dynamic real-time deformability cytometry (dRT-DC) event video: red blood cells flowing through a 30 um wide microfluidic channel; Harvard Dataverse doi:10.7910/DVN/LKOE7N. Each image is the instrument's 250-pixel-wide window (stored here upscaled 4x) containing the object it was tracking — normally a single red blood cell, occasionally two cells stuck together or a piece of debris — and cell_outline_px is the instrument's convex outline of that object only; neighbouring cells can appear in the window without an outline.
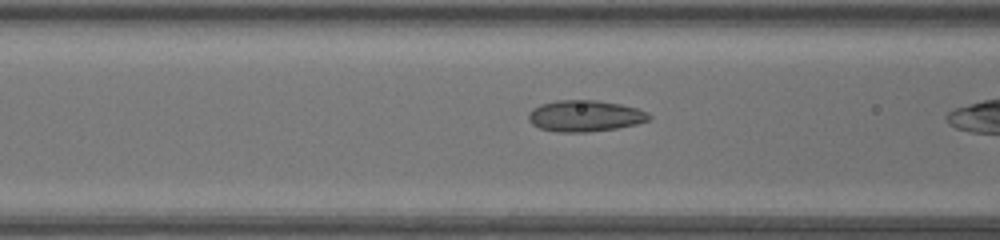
{"species": "common noctule bat (a hibernating species)", "species_latin": "Nyctalus noctula", "temperature_condition": "warm", "stored_images_in_passage": 27, "camera_frame_rate_fps": 3000, "um_per_image_px": 0.085, "animal": {"sex": "female", "body_mass_g": 17.0, "forearm_length_mm": 48.0}, "frame": {"image": 1, "passage_image": 14, "time_ms": 4.333, "image_size_px": [1000, 240], "cell_outline_px": [[652, 116], [648, 120], [636, 124], [616, 128], [588, 132], [560, 132], [540, 128], [532, 124], [528, 120], [528, 112], [532, 108], [540, 104], [556, 100], [596, 100], [620, 104], [636, 108], [648, 112]], "centroid_in_image_um": [49.7, 9.84], "position_along_channel_um": 116.9, "area_um2": 22.02}}
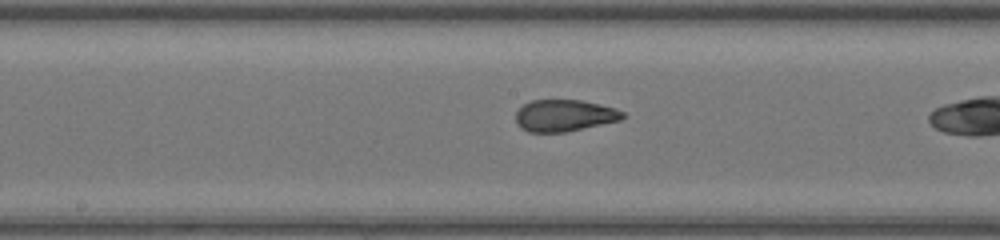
{"frame": {"image": 2, "passage_image": 20, "time_ms": 6.333, "image_size_px": [1000, 240], "cell_outline_px": [[628, 116], [620, 120], [564, 132], [528, 132], [520, 128], [516, 124], [516, 112], [524, 104], [532, 100], [580, 100], [616, 108], [624, 112]], "centroid_in_image_um": [47.97, 9.82], "position_along_channel_um": 200.2, "area_um2": 19.77}}
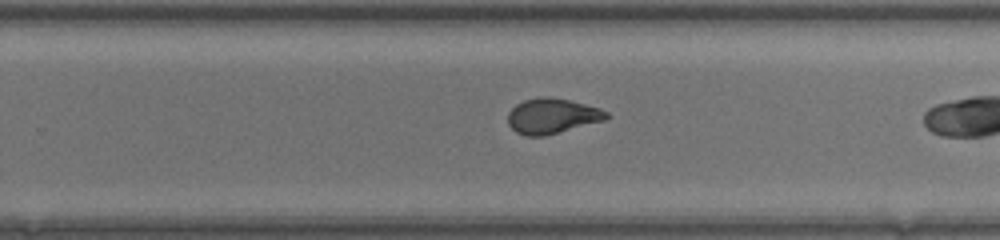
{"frame": {"image": 3, "passage_image": 26, "time_ms": 8.333, "image_size_px": [1000, 240], "cell_outline_px": [[608, 116], [604, 120], [544, 136], [524, 136], [516, 132], [508, 124], [508, 112], [516, 104], [524, 100], [540, 96], [552, 96], [600, 108], [608, 112]], "centroid_in_image_um": [46.89, 9.85], "position_along_channel_um": 282.9, "area_um2": 20.17}}